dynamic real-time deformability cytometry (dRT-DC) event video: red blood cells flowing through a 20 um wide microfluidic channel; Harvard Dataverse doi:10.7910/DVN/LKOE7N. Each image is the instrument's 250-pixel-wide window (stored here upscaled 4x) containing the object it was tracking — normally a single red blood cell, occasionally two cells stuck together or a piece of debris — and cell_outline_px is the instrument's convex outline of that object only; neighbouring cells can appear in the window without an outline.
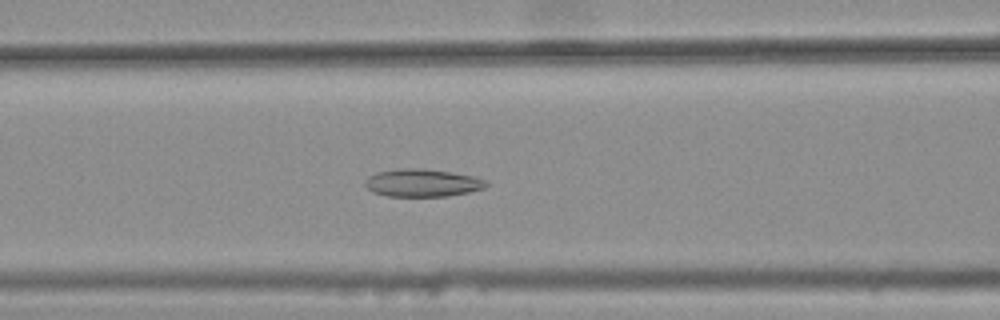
{"species": "common noctule bat (a hibernating species)", "species_latin": "Nyctalus noctula", "temperature_condition": "warm", "stored_images_in_passage": 40, "camera_frame_rate_fps": 3000, "um_per_image_px": 0.085, "animal": {"sex": "female", "body_mass_g": 25.1}, "frame": {"image": 1, "passage_image": 21, "time_ms": 6.667, "image_size_px": [1000, 320], "cell_outline_px": [[488, 184], [484, 188], [468, 192], [448, 196], [388, 196], [372, 192], [364, 184], [368, 176], [376, 172], [404, 168], [424, 168], [452, 172], [472, 176], [488, 180]], "centroid_in_image_um": [35.91, 15.54], "position_along_channel_um": 130.7, "area_um2": 19.59}}
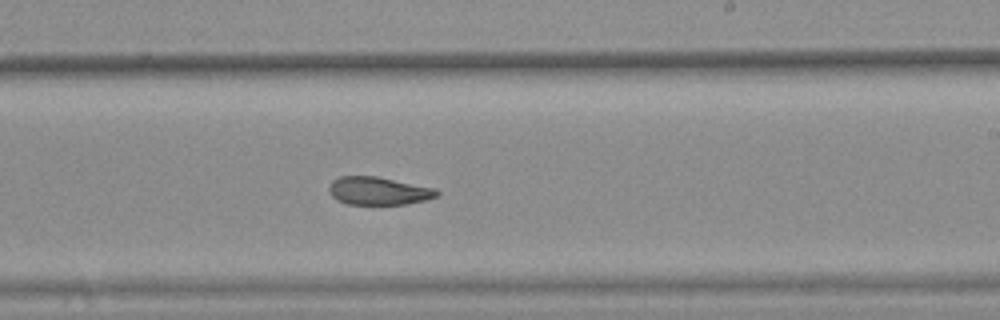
{"frame": {"image": 2, "passage_image": 31, "time_ms": 10.0, "image_size_px": [1000, 320], "cell_outline_px": [[440, 192], [436, 196], [428, 200], [408, 204], [348, 204], [336, 200], [332, 196], [328, 188], [332, 180], [340, 176], [376, 176], [436, 188]], "centroid_in_image_um": [32.18, 16.23], "position_along_channel_um": 256.8, "area_um2": 17.69}}
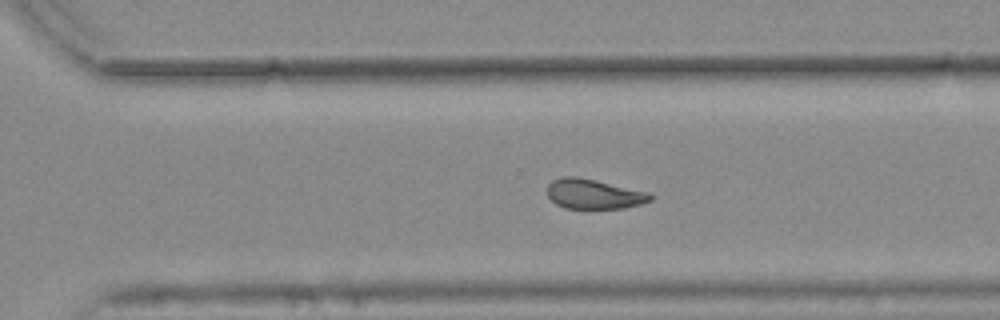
{"frame": {"image": 3, "passage_image": 36, "time_ms": 11.667, "image_size_px": [1000, 320], "cell_outline_px": [[652, 200], [640, 204], [624, 208], [564, 208], [556, 204], [548, 196], [548, 184], [552, 180], [564, 176], [576, 176], [596, 180], [648, 192], [652, 196]], "centroid_in_image_um": [50.46, 16.48], "position_along_channel_um": 320.1, "area_um2": 17.8}, "authors_computed_cell_mechanics": {"area_um2": 20.6346, "velocity_mm_per_s": 3.7968, "shape_relaxation_time_tau1_ms": null, "shape_relaxation_time_tau2_ms": 2.5685, "deformation_change_tau1": null, "deformation_change_tau2": 0.0902}}